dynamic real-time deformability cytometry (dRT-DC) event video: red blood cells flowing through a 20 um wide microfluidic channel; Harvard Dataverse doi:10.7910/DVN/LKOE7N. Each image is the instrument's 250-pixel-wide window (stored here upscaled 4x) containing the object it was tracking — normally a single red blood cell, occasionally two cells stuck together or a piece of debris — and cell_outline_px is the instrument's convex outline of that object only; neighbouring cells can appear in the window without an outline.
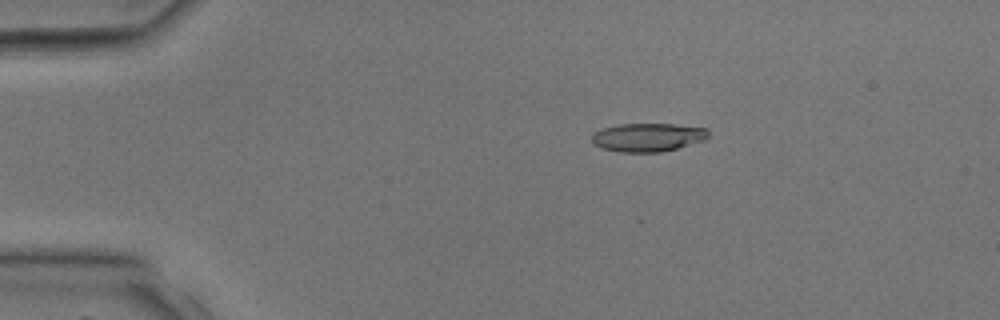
{"species": "common noctule bat (a hibernating species)", "species_latin": "Nyctalus noctula", "temperature_condition": "room temperature", "stored_images_in_passage": 35, "camera_frame_rate_fps": 3000, "um_per_image_px": 0.085, "animal": {"sex": "male", "body_mass_g": 17.9, "forearm_length_mm": 54.2}, "frame": {"image": 1, "passage_image": 4, "time_ms": 1.0, "image_size_px": [1000, 320], "cell_outline_px": [[708, 136], [704, 140], [676, 148], [660, 152], [620, 152], [600, 148], [592, 144], [592, 132], [616, 124], [672, 124], [708, 128]], "centroid_in_image_um": [55.01, 11.67], "position_along_channel_um": 30.0, "area_um2": 19.36}}
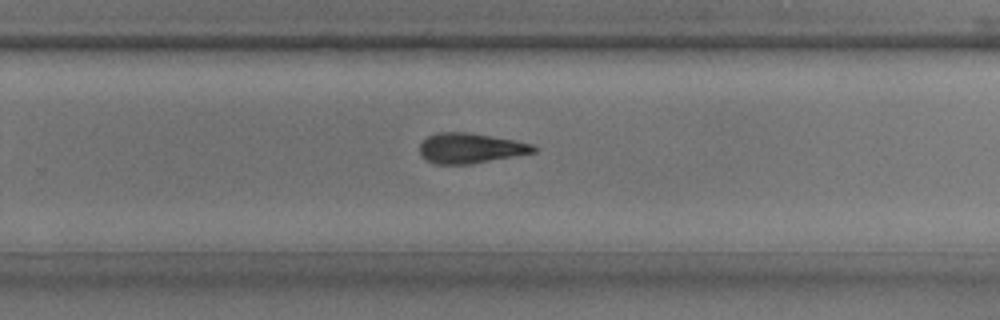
{"frame": {"image": 2, "passage_image": 22, "time_ms": 7.0, "image_size_px": [1000, 320], "cell_outline_px": [[536, 152], [472, 164], [436, 164], [428, 160], [420, 152], [420, 144], [428, 136], [436, 132], [468, 132], [512, 140], [532, 144], [536, 148]], "centroid_in_image_um": [39.98, 12.59], "position_along_channel_um": 289.8, "area_um2": 19.77}}
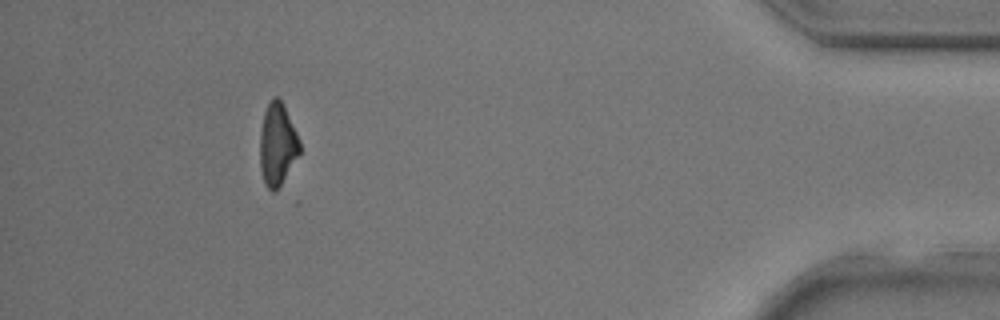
{"frame": {"image": 3, "passage_image": 32, "time_ms": 10.333, "image_size_px": [1000, 320], "cell_outline_px": [[300, 152], [276, 192], [272, 192], [264, 184], [260, 168], [260, 132], [264, 112], [268, 104], [276, 96], [284, 104], [300, 140]], "centroid_in_image_um": [23.57, 12.29], "position_along_channel_um": 411.6, "area_um2": 19.02}}